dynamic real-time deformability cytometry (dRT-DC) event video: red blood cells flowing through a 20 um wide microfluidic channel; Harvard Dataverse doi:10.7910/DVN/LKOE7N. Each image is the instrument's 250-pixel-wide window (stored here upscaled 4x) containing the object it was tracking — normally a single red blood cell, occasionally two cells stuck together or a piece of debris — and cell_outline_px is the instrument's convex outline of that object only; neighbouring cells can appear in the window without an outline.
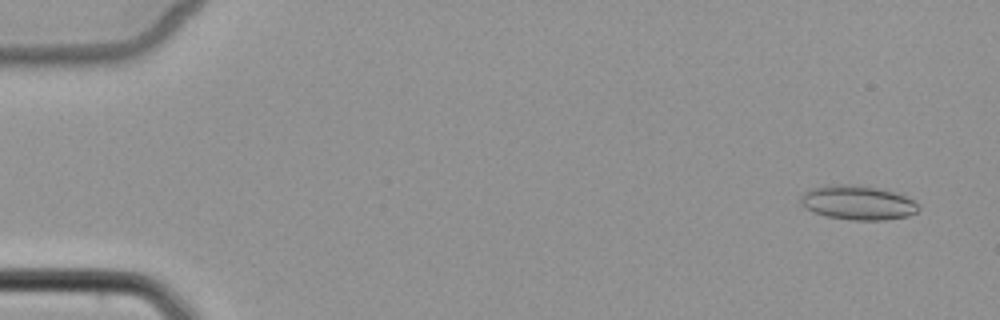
{"species": "common noctule bat (a hibernating species)", "species_latin": "Nyctalus noctula", "temperature_condition": "cold", "stored_images_in_passage": 5, "camera_frame_rate_fps": 3000, "um_per_image_px": 0.085, "animal": {"sex": "female", "body_mass_g": 22.7, "forearm_length_mm": 54.2}, "frame": {"image": 1, "passage_image": 2, "time_ms": 1.0, "image_size_px": [1000, 320], "cell_outline_px": [[920, 208], [916, 212], [908, 216], [884, 220], [852, 220], [828, 216], [804, 208], [800, 204], [800, 196], [808, 188], [824, 184], [852, 184], [884, 188], [908, 196], [920, 204]], "centroid_in_image_um": [72.92, 17.19], "position_along_channel_um": 12.1, "area_um2": 24.16}}
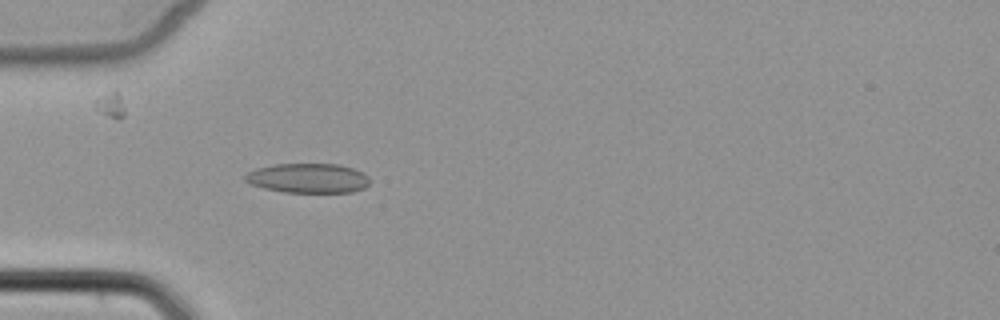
{"frame": {"image": 2, "passage_image": 5, "time_ms": 5.667, "image_size_px": [1000, 320], "cell_outline_px": [[368, 184], [364, 188], [352, 192], [284, 192], [264, 188], [252, 184], [244, 180], [244, 176], [248, 172], [256, 168], [276, 164], [340, 164], [364, 172], [368, 176]], "centroid_in_image_um": [26.19, 15.14], "position_along_channel_um": 58.8, "area_um2": 21.44}}